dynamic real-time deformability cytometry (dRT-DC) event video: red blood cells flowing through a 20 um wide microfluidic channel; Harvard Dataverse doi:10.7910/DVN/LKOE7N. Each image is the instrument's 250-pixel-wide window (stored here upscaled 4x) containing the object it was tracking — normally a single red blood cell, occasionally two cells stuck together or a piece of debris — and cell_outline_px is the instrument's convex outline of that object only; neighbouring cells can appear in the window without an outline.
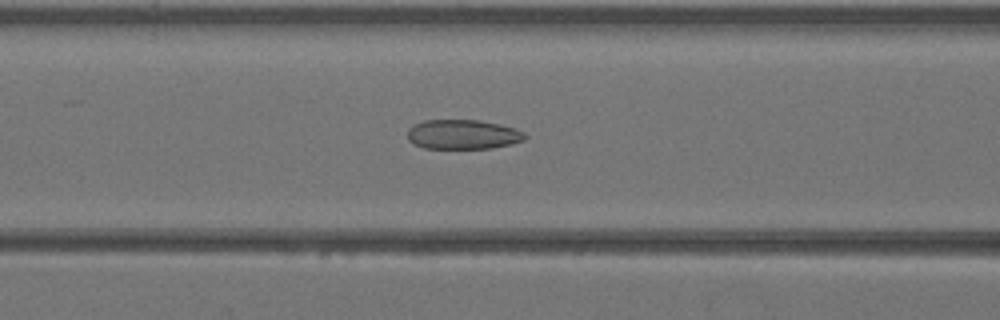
{"species": "Egyptian fruit bat (a non-hibernating species)", "species_latin": "Rousettus aegyptiacus", "temperature_condition": "warm", "stored_images_in_passage": 21, "camera_frame_rate_fps": 3000, "um_per_image_px": 0.085, "animal": {"sex": "female"}, "frame": {"image": 1, "passage_image": 18, "time_ms": 5.667, "image_size_px": [1000, 320], "cell_outline_px": [[528, 136], [524, 140], [492, 148], [424, 148], [412, 144], [408, 140], [408, 128], [424, 120], [480, 120], [500, 124], [516, 128], [524, 132]], "centroid_in_image_um": [39.35, 11.42], "position_along_channel_um": 127.3, "area_um2": 20.29}}
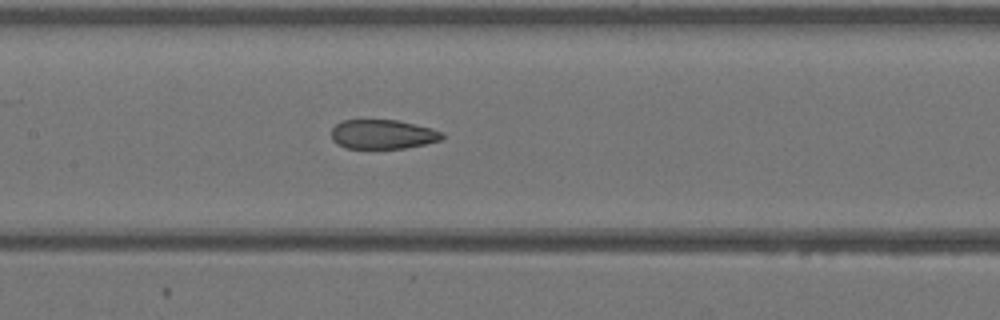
{"frame": {"image": 2, "passage_image": 21, "time_ms": 6.667, "image_size_px": [1000, 320], "cell_outline_px": [[444, 136], [440, 140], [424, 144], [404, 148], [344, 148], [336, 144], [332, 140], [332, 128], [336, 124], [344, 120], [396, 120], [432, 128], [444, 132]], "centroid_in_image_um": [32.52, 11.42], "position_along_channel_um": 174.9, "area_um2": 18.9}}